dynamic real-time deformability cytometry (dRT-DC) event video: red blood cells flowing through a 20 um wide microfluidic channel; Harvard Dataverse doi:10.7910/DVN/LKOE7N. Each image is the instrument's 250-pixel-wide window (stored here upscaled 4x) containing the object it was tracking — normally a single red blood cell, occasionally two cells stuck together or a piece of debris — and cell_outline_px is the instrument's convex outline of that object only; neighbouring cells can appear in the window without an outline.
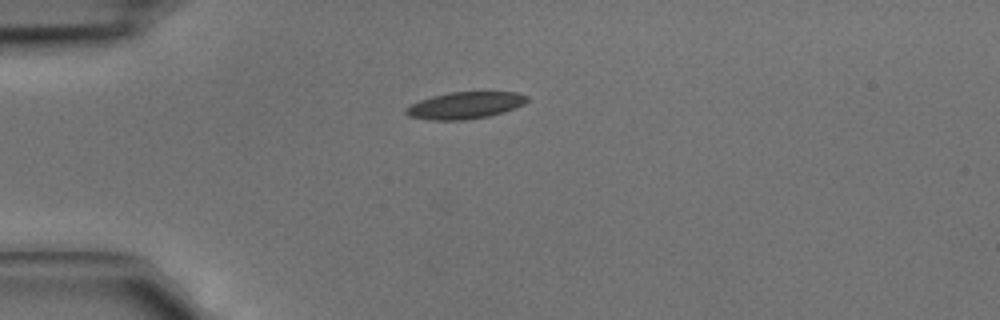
{"species": "common noctule bat (a hibernating species)", "species_latin": "Nyctalus noctula", "temperature_condition": "cold", "stored_images_in_passage": 2, "camera_frame_rate_fps": 3000, "um_per_image_px": 0.085, "animal": {"sex": "male", "body_mass_g": 15.6}, "frame": {"image": 1, "passage_image": 1, "time_ms": 0.0, "image_size_px": [1000, 320], "cell_outline_px": [[528, 100], [524, 104], [504, 112], [488, 116], [468, 120], [428, 120], [408, 116], [404, 112], [404, 108], [420, 100], [432, 96], [448, 92], [516, 92], [528, 96]], "centroid_in_image_um": [39.51, 8.96], "position_along_channel_um": 45.5, "area_um2": 19.07}}